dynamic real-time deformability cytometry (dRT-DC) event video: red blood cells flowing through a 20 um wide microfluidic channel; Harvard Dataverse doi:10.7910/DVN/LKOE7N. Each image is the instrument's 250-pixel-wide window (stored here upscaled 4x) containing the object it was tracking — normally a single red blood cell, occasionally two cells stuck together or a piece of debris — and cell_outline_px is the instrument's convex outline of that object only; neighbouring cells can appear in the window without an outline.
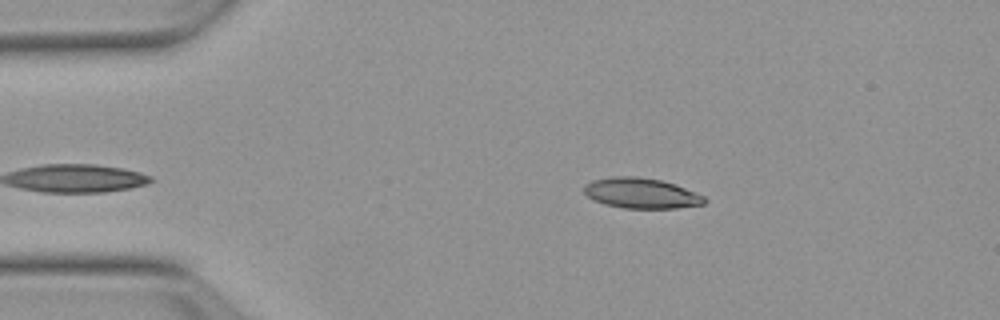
{"species": "Egyptian fruit bat (a non-hibernating species)", "species_latin": "Rousettus aegyptiacus", "temperature_condition": "warm", "stored_images_in_passage": 36, "camera_frame_rate_fps": 3000, "um_per_image_px": 0.085, "animal": {"sex": "female"}, "frame": {"image": 1, "passage_image": 2, "time_ms": 0.333, "image_size_px": [1000, 320], "cell_outline_px": [[708, 200], [704, 204], [676, 208], [624, 208], [604, 204], [592, 200], [584, 192], [584, 184], [592, 180], [612, 176], [636, 176], [660, 180], [684, 188], [704, 196]], "centroid_in_image_um": [54.46, 16.42], "position_along_channel_um": 30.5, "area_um2": 21.27}}
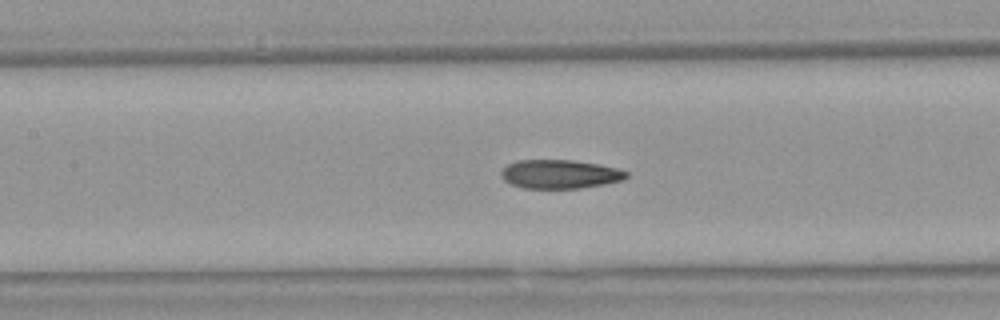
{"frame": {"image": 2, "passage_image": 16, "time_ms": 5.0, "image_size_px": [1000, 320], "cell_outline_px": [[628, 176], [624, 180], [604, 184], [580, 188], [524, 188], [512, 184], [504, 180], [500, 172], [508, 164], [516, 160], [572, 160], [596, 164], [616, 168], [628, 172]], "centroid_in_image_um": [47.59, 14.8], "position_along_channel_um": 159.8, "area_um2": 20.87}}
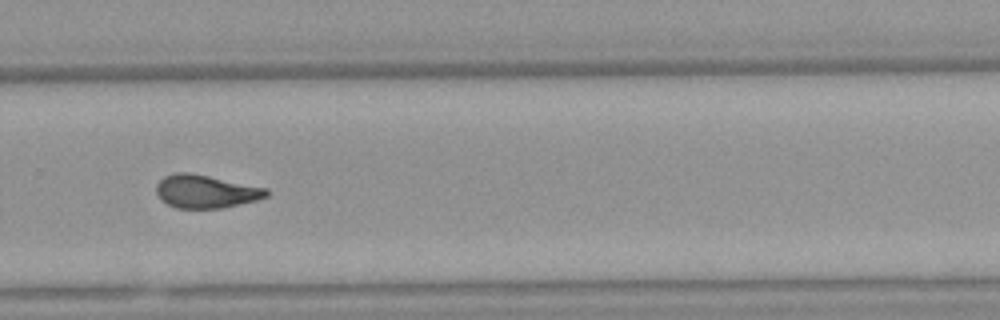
{"frame": {"image": 3, "passage_image": 28, "time_ms": 9.0, "image_size_px": [1000, 320], "cell_outline_px": [[268, 196], [256, 200], [220, 208], [176, 208], [160, 200], [156, 192], [156, 184], [164, 176], [176, 172], [192, 172], [268, 188]], "centroid_in_image_um": [17.47, 16.26], "position_along_channel_um": 312.3, "area_um2": 21.39}, "authors_computed_cell_mechanics": {"area_um2": 21.5883, "velocity_mm_per_s": 3.8271, "shape_relaxation_time_tau1_ms": null, "shape_relaxation_time_tau2_ms": 3.2486, "deformation_change_tau1": null, "deformation_change_tau2": 0.1131}}